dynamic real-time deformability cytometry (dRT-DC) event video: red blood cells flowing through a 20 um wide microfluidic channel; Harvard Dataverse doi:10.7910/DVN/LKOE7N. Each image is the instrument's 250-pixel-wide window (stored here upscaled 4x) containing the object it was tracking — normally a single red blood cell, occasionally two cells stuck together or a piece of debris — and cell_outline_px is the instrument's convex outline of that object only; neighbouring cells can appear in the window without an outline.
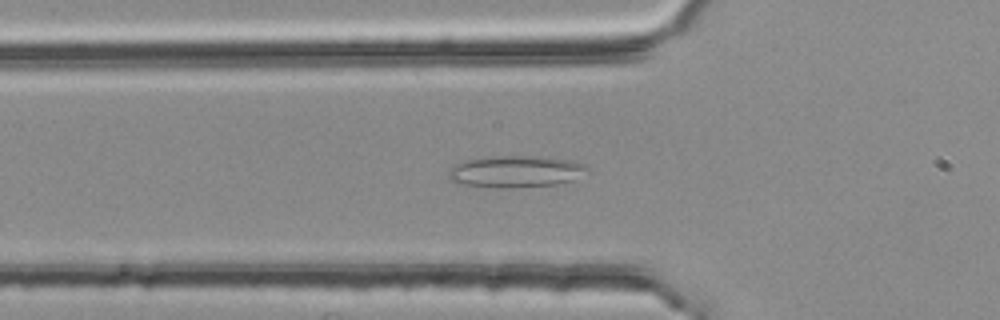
{"species": "common noctule bat (a hibernating species)", "species_latin": "Nyctalus noctula", "temperature_condition": "room temperature", "stored_images_in_passage": 53, "camera_frame_rate_fps": 3000, "um_per_image_px": 0.085, "animal": {"sex": "female", "body_mass_g": 25.1}, "frame": {"image": 1, "passage_image": 18, "time_ms": 5.667, "image_size_px": [1000, 320], "cell_outline_px": [[588, 172], [576, 180], [556, 184], [496, 188], [464, 184], [448, 180], [448, 168], [456, 164], [468, 160], [496, 156], [548, 156], [572, 160], [584, 164], [588, 168]], "centroid_in_image_um": [43.88, 14.57], "position_along_channel_um": 81.9, "area_um2": 25.78}}
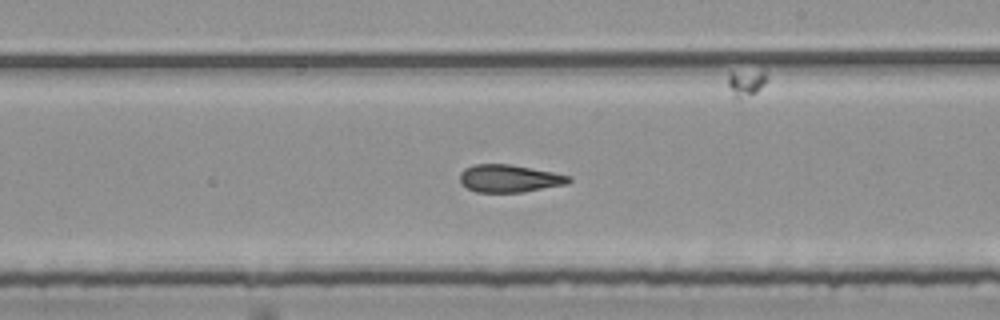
{"frame": {"image": 2, "passage_image": 31, "time_ms": 10.0, "image_size_px": [1000, 320], "cell_outline_px": [[572, 180], [568, 184], [524, 192], [476, 192], [468, 188], [460, 180], [460, 172], [464, 168], [472, 164], [508, 164], [552, 172], [572, 176]], "centroid_in_image_um": [43.31, 15.17], "position_along_channel_um": 245.7, "area_um2": 17.51}}
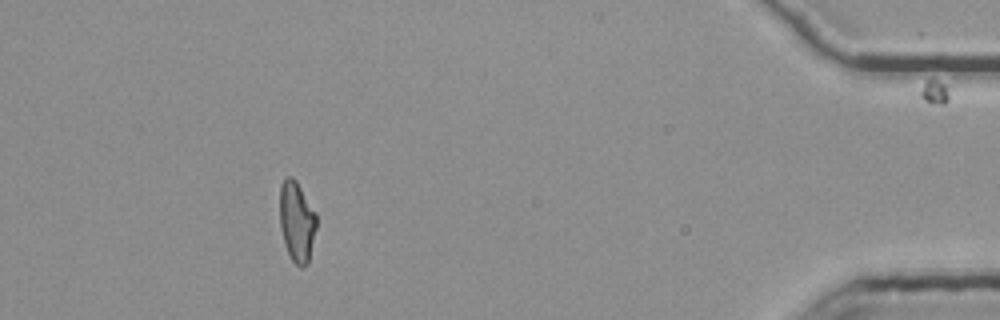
{"frame": {"image": 3, "passage_image": 49, "time_ms": 16.0, "image_size_px": [1000, 320], "cell_outline_px": [[316, 228], [308, 264], [304, 268], [300, 268], [292, 260], [288, 252], [280, 228], [280, 184], [284, 176], [292, 176], [296, 180], [316, 212]], "centroid_in_image_um": [25.23, 18.81], "position_along_channel_um": 410.0, "area_um2": 17.34}, "authors_computed_cell_mechanics": {"area_um2": 18.0336, "velocity_mm_per_s": 3.766, "shape_relaxation_time_tau1_ms": null, "shape_relaxation_time_tau2_ms": 2.2069, "deformation_change_tau1": null, "deformation_change_tau2": 0.1182}}